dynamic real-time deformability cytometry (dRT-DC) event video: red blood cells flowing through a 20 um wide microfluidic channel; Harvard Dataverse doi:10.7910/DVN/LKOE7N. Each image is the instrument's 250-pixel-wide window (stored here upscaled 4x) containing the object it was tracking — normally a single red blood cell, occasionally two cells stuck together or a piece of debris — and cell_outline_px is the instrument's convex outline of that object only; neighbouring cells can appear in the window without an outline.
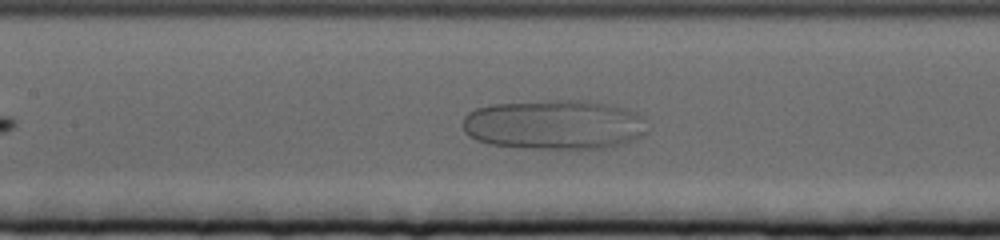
{"species": "human", "species_latin": "Homo sapiens", "temperature_condition": "cold", "stored_images_in_passage": 49, "camera_frame_rate_fps": 3000, "um_per_image_px": 0.085, "donor": {"sex": "female"}, "frame": {"image": 1, "passage_image": 15, "time_ms": 4.667, "image_size_px": [1000, 240], "cell_outline_px": [[648, 132], [640, 136], [620, 144], [604, 148], [580, 152], [576, 152], [488, 144], [476, 140], [468, 136], [464, 132], [464, 116], [468, 112], [476, 108], [492, 104], [548, 100], [584, 100], [608, 104], [636, 112], [640, 116]], "centroid_in_image_um": [47.09, 10.63], "position_along_channel_um": 160.3, "area_um2": 54.33}}
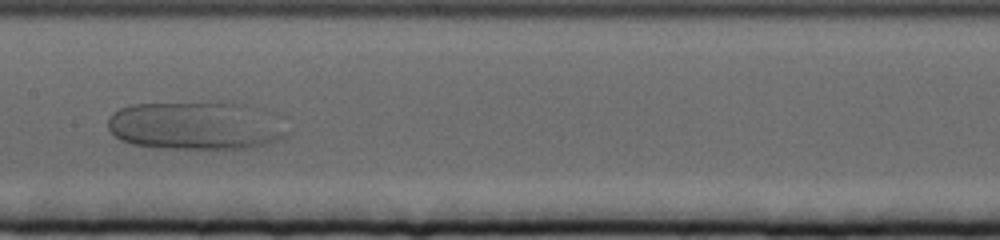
{"frame": {"image": 2, "passage_image": 18, "time_ms": 5.667, "image_size_px": [1000, 240], "cell_outline_px": [[288, 132], [284, 136], [276, 140], [264, 144], [244, 148], [160, 148], [132, 144], [120, 140], [108, 128], [108, 120], [112, 112], [120, 108], [132, 104], [244, 104]], "centroid_in_image_um": [16.41, 10.72], "position_along_channel_um": 191.0, "area_um2": 47.97}}
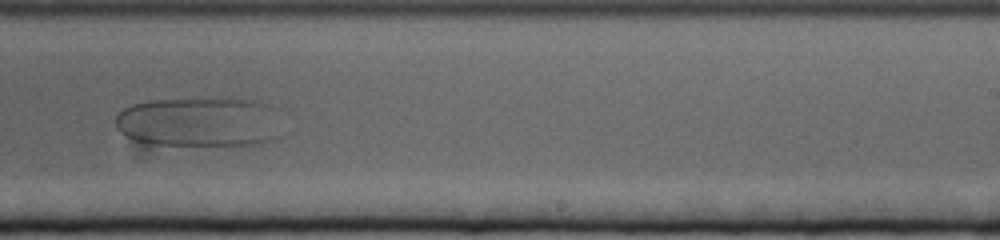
{"frame": {"image": 3, "passage_image": 26, "time_ms": 8.333, "image_size_px": [1000, 240], "cell_outline_px": [[280, 140], [256, 144], [156, 144], [136, 140], [120, 132], [116, 128], [116, 116], [124, 108], [132, 104], [152, 100], [252, 100], [264, 104]], "centroid_in_image_um": [16.79, 10.39], "position_along_channel_um": 272.2, "area_um2": 46.12}}